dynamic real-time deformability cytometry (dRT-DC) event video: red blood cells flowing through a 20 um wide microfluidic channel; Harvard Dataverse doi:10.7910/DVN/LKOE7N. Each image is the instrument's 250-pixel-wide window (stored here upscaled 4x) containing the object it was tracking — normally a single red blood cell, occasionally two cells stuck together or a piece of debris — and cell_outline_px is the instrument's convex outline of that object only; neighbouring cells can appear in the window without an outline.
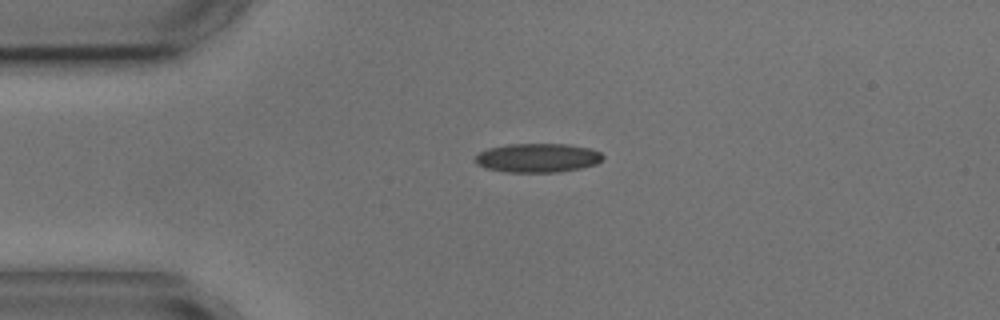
{"species": "common noctule bat (a hibernating species)", "species_latin": "Nyctalus noctula", "temperature_condition": "cold", "stored_images_in_passage": 6, "camera_frame_rate_fps": 3000, "um_per_image_px": 0.085, "animal": {"sex": "male", "body_mass_g": 17.9, "forearm_length_mm": 54.2}, "frame": {"image": 1, "passage_image": 1, "time_ms": 0.0, "image_size_px": [1000, 320], "cell_outline_px": [[604, 156], [596, 164], [580, 168], [560, 172], [508, 172], [484, 168], [476, 164], [476, 156], [480, 152], [488, 148], [508, 144], [568, 144], [588, 148], [600, 152]], "centroid_in_image_um": [45.68, 13.42], "position_along_channel_um": 39.3, "area_um2": 21.5}}